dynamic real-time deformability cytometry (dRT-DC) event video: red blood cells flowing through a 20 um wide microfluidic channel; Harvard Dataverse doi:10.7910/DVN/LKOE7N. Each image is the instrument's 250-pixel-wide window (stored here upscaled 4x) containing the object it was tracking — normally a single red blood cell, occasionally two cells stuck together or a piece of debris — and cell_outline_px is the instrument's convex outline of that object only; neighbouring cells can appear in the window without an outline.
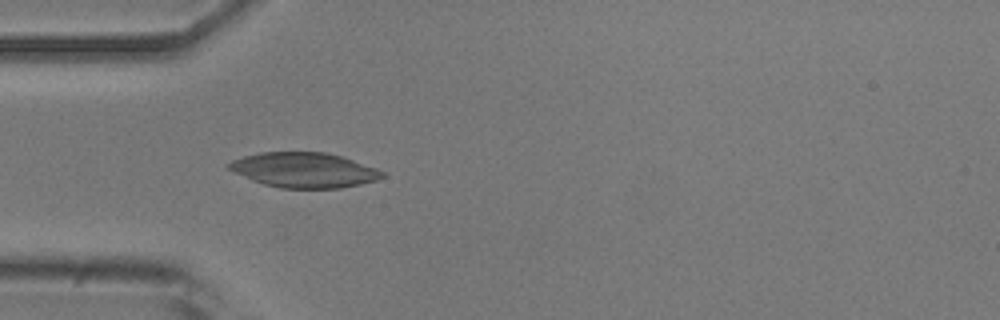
{"species": "common noctule bat (a hibernating species)", "species_latin": "Nyctalus noctula", "temperature_condition": "room temperature", "stored_images_in_passage": 4, "camera_frame_rate_fps": 3000, "um_per_image_px": 0.085, "animal": {"sex": "male", "body_mass_g": 20.5, "forearm_length_mm": 52.5}, "frame": {"image": 1, "passage_image": 4, "time_ms": 1.0, "image_size_px": [1000, 320], "cell_outline_px": [[384, 176], [376, 180], [360, 184], [340, 188], [280, 188], [264, 184], [252, 180], [228, 168], [224, 164], [232, 160], [244, 156], [260, 152], [324, 152], [344, 156], [376, 168], [384, 172]], "centroid_in_image_um": [25.85, 14.44], "position_along_channel_um": 59.1, "area_um2": 31.27}}